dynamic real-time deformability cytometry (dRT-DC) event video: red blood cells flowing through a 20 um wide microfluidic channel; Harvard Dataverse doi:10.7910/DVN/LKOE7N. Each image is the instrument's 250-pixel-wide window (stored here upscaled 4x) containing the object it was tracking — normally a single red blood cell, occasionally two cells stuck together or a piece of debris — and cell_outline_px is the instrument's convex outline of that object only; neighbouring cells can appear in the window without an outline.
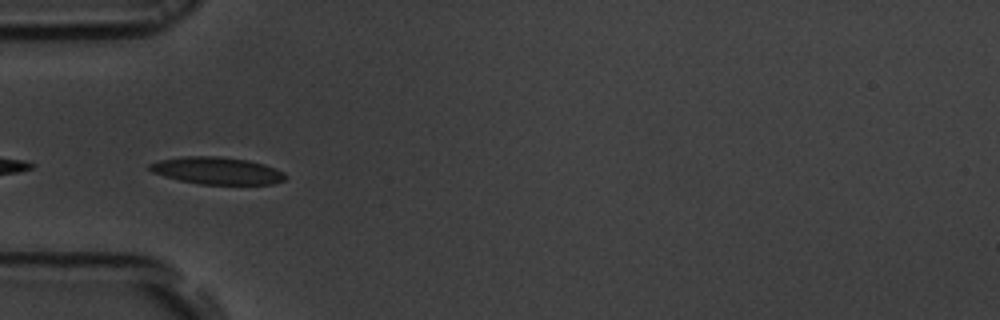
{"species": "common noctule bat (a hibernating species)", "species_latin": "Nyctalus noctula", "temperature_condition": "room temperature", "stored_images_in_passage": 22, "camera_frame_rate_fps": 3000, "um_per_image_px": 0.085, "animal": {"sex": "male", "body_mass_g": 19.5, "forearm_length_mm": 54.6}, "frame": {"image": 1, "passage_image": 1, "time_ms": 0.0, "image_size_px": [1000, 320], "cell_outline_px": [[288, 176], [284, 180], [272, 184], [200, 184], [180, 180], [164, 176], [152, 172], [148, 168], [148, 164], [160, 160], [184, 156], [216, 156], [248, 160], [264, 164], [284, 172]], "centroid_in_image_um": [18.45, 14.5], "position_along_channel_um": 66.6, "area_um2": 21.44}}
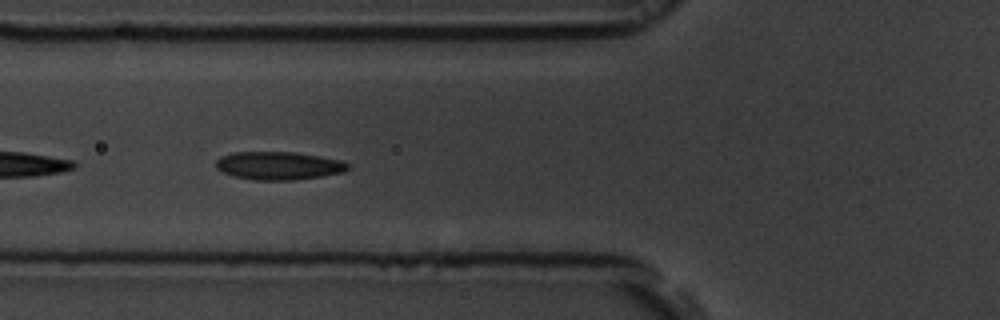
{"frame": {"image": 2, "passage_image": 4, "time_ms": 1.0, "image_size_px": [1000, 320], "cell_outline_px": [[348, 168], [344, 172], [296, 180], [256, 180], [232, 176], [216, 168], [216, 160], [220, 156], [232, 152], [296, 152], [320, 156], [340, 160], [348, 164]], "centroid_in_image_um": [23.65, 14.08], "position_along_channel_um": 102.1, "area_um2": 21.62}}
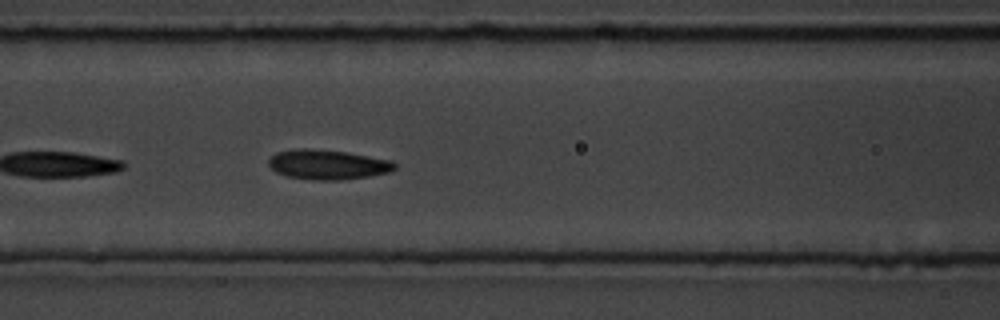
{"frame": {"image": 3, "passage_image": 7, "time_ms": 2.0, "image_size_px": [1000, 320], "cell_outline_px": [[396, 168], [392, 172], [368, 176], [340, 180], [312, 180], [288, 176], [276, 172], [268, 164], [268, 160], [276, 152], [292, 148], [308, 148], [344, 152], [392, 160], [396, 164]], "centroid_in_image_um": [27.85, 13.98], "position_along_channel_um": 138.8, "area_um2": 21.91}}